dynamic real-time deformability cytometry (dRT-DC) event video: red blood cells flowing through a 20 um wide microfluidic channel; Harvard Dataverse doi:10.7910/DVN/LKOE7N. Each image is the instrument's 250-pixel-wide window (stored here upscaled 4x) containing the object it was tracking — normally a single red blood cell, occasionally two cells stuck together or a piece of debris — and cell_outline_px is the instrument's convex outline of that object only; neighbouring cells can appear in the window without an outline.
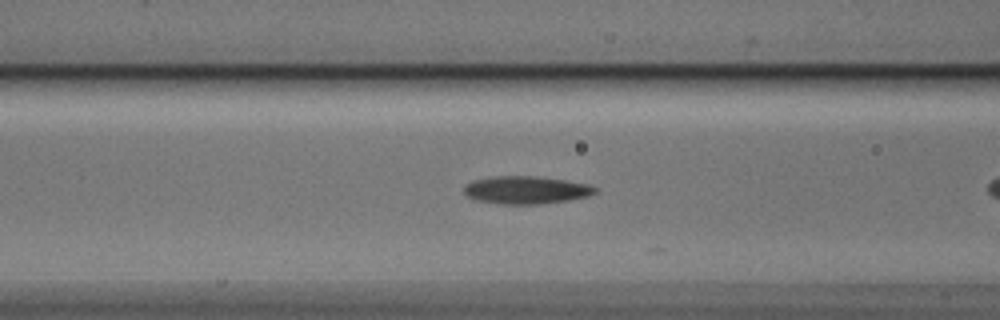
{"species": "Egyptian fruit bat (a non-hibernating species)", "species_latin": "Rousettus aegyptiacus", "temperature_condition": "cold", "stored_images_in_passage": 26, "camera_frame_rate_fps": 3000, "um_per_image_px": 0.085, "animal": {"sex": "male"}, "frame": {"image": 1, "passage_image": 5, "time_ms": 1.333, "image_size_px": [1000, 320], "cell_outline_px": [[596, 192], [588, 196], [568, 200], [536, 204], [500, 204], [476, 200], [468, 196], [464, 192], [464, 184], [472, 180], [488, 176], [536, 176], [564, 180], [588, 184], [596, 188]], "centroid_in_image_um": [44.66, 16.14], "position_along_channel_um": 121.9, "area_um2": 21.21}}
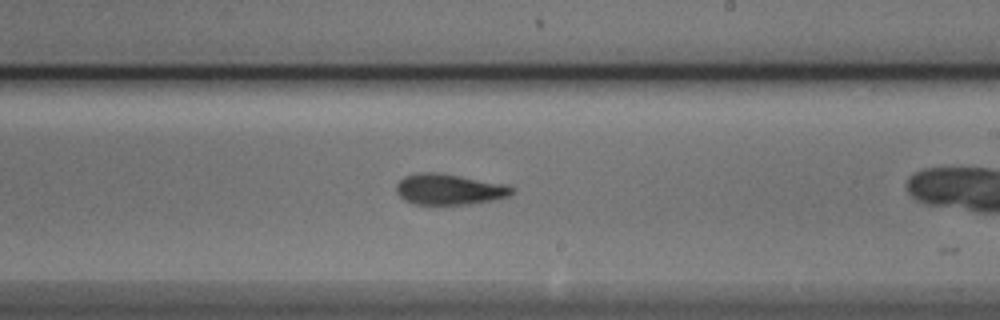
{"frame": {"image": 2, "passage_image": 15, "time_ms": 4.667, "image_size_px": [1000, 320], "cell_outline_px": [[516, 188], [508, 196], [492, 200], [472, 204], [416, 204], [404, 200], [396, 192], [396, 184], [404, 176], [416, 172], [440, 172], [504, 184]], "centroid_in_image_um": [38.15, 16.08], "position_along_channel_um": 250.9, "area_um2": 20.81}}
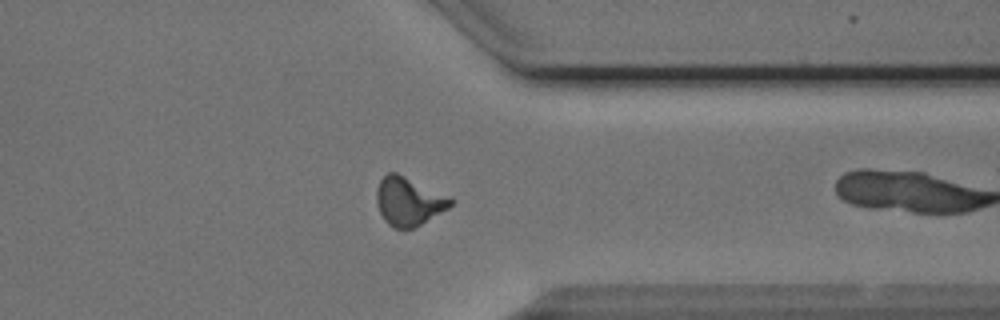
{"frame": {"image": 3, "passage_image": 25, "time_ms": 8.0, "image_size_px": [1000, 320], "cell_outline_px": [[456, 200], [448, 208], [416, 228], [392, 228], [384, 220], [380, 212], [376, 200], [376, 192], [380, 180], [388, 172], [396, 172], [452, 196]], "centroid_in_image_um": [34.77, 17.11], "position_along_channel_um": 376.6, "area_um2": 21.21}}